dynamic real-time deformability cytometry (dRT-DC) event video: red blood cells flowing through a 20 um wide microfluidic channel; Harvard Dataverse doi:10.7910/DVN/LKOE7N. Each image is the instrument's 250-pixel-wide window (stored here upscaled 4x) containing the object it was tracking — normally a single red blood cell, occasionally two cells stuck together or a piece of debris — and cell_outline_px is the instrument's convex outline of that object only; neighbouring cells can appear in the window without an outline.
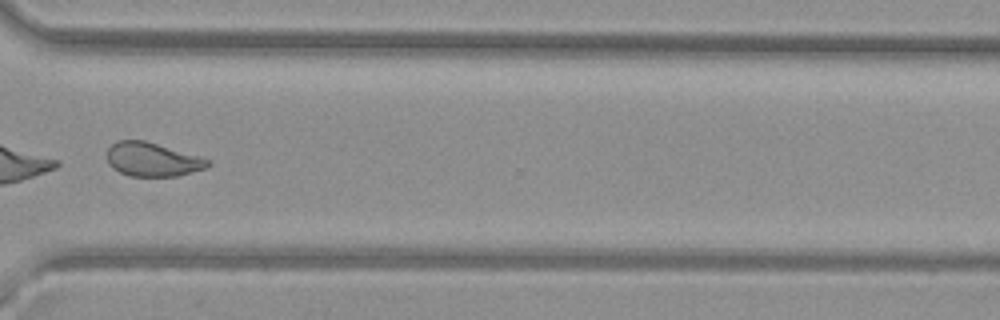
{"species": "common noctule bat (a hibernating species)", "species_latin": "Nyctalus noctula", "temperature_condition": "warm", "stored_images_in_passage": 49, "camera_frame_rate_fps": 3000, "um_per_image_px": 0.085, "animal": {"sex": "female", "body_mass_g": 29.2, "forearm_length_mm": 56.3}, "frame": {"image": 1, "passage_image": 40, "time_ms": 13.0, "image_size_px": [1000, 320], "cell_outline_px": [[212, 164], [204, 168], [176, 176], [128, 176], [112, 168], [108, 164], [108, 148], [116, 140], [144, 140], [200, 156], [212, 160]], "centroid_in_image_um": [12.95, 13.55], "position_along_channel_um": 357.6, "area_um2": 19.88}, "authors_computed_cell_mechanics": {"area_um2": 22.1374, "velocity_mm_per_s": 4.0241, "shape_relaxation_time_tau1_ms": null, "shape_relaxation_time_tau2_ms": 1.485, "deformation_change_tau1": null, "deformation_change_tau2": 0.0777}}